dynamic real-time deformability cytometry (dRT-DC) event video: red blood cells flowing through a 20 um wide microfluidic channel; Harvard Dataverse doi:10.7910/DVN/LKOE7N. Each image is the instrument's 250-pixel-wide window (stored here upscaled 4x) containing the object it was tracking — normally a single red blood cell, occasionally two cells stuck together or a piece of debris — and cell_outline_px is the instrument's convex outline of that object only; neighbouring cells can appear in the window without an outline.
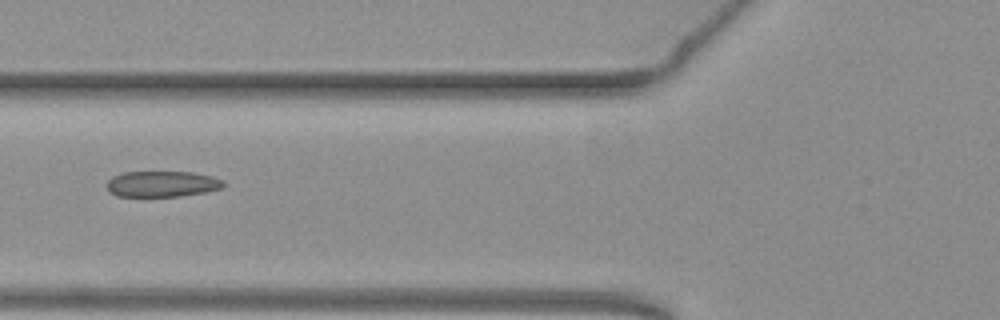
{"species": "common noctule bat (a hibernating species)", "species_latin": "Nyctalus noctula", "temperature_condition": "warm", "stored_images_in_passage": 45, "camera_frame_rate_fps": 3000, "um_per_image_px": 0.085, "animal": {"sex": "female", "body_mass_g": 19.3, "forearm_length_mm": 54.1}, "frame": {"image": 1, "passage_image": 12, "time_ms": 3.667, "image_size_px": [1000, 320], "cell_outline_px": [[224, 184], [220, 188], [204, 192], [180, 196], [116, 196], [108, 188], [108, 180], [112, 176], [124, 172], [192, 172], [212, 176], [220, 180]], "centroid_in_image_um": [13.75, 15.63], "position_along_channel_um": 112.0, "area_um2": 17.28}}
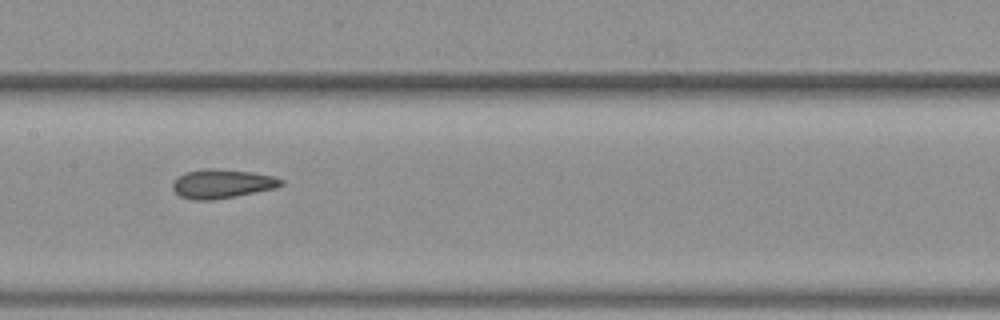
{"frame": {"image": 2, "passage_image": 18, "time_ms": 5.667, "image_size_px": [1000, 320], "cell_outline_px": [[284, 184], [276, 188], [236, 196], [212, 200], [192, 200], [180, 196], [172, 188], [172, 184], [184, 172], [204, 168], [216, 168], [252, 172], [276, 176], [284, 180]], "centroid_in_image_um": [18.91, 15.61], "position_along_channel_um": 188.5, "area_um2": 18.5}}
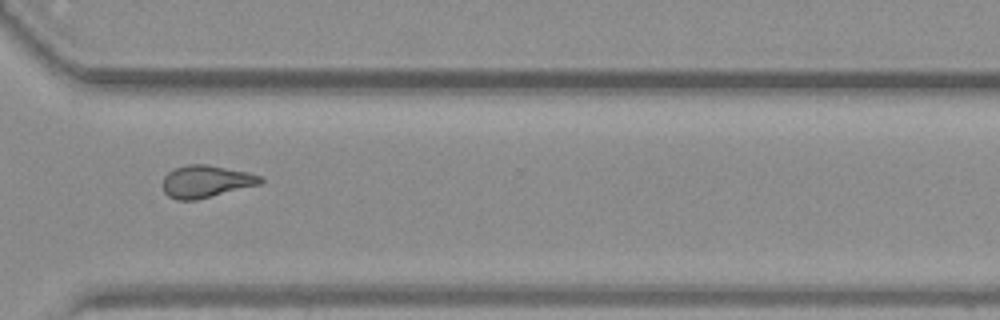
{"frame": {"image": 3, "passage_image": 31, "time_ms": 10.0, "image_size_px": [1000, 320], "cell_outline_px": [[264, 180], [260, 184], [196, 200], [176, 200], [168, 196], [164, 192], [164, 176], [168, 172], [176, 168], [188, 164], [208, 164], [248, 172], [264, 176]], "centroid_in_image_um": [17.54, 15.42], "position_along_channel_um": 353.1, "area_um2": 18.38}, "authors_computed_cell_mechanics": {"area_um2": 18.3804, "velocity_mm_per_s": 3.8187, "shape_relaxation_time_tau1_ms": null, "shape_relaxation_time_tau2_ms": 1.9082, "deformation_change_tau1": null, "deformation_change_tau2": 0.0958}}